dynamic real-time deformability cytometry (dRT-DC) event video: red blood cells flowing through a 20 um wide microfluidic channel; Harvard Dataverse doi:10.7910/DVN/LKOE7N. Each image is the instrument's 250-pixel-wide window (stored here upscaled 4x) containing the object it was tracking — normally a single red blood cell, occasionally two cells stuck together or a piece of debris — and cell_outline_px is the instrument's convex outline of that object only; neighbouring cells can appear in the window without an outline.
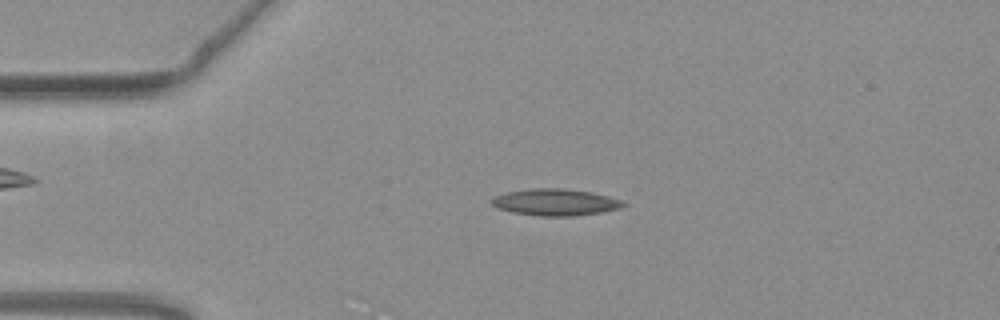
{"species": "common noctule bat (a hibernating species)", "species_latin": "Nyctalus noctula", "temperature_condition": "warm", "stored_images_in_passage": 50, "camera_frame_rate_fps": 3000, "um_per_image_px": 0.085, "animal": {"sex": "female", "body_mass_g": 19.3, "forearm_length_mm": 54.1}, "frame": {"image": 1, "passage_image": 11, "time_ms": 3.333, "image_size_px": [1000, 320], "cell_outline_px": [[628, 204], [620, 208], [600, 212], [572, 216], [540, 216], [512, 212], [496, 208], [488, 200], [492, 196], [508, 192], [532, 188], [560, 188], [592, 192], [620, 200]], "centroid_in_image_um": [47.14, 17.19], "position_along_channel_um": 37.9, "area_um2": 20.46}}
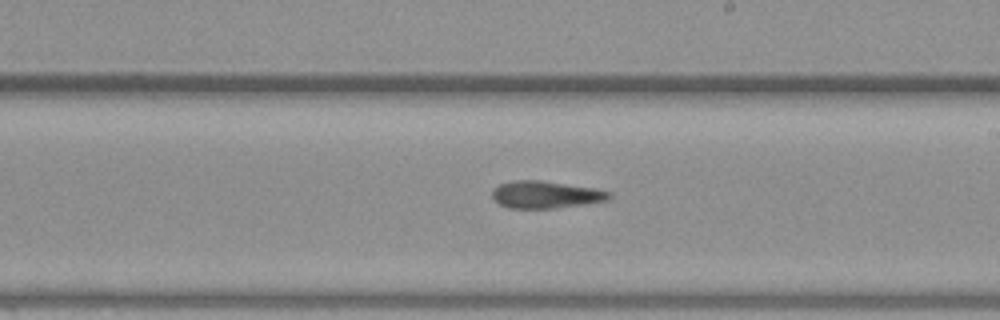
{"frame": {"image": 2, "passage_image": 30, "time_ms": 9.667, "image_size_px": [1000, 320], "cell_outline_px": [[612, 196], [608, 200], [556, 208], [508, 208], [500, 204], [492, 196], [492, 188], [500, 184], [512, 180], [540, 180], [592, 188], [612, 192]], "centroid_in_image_um": [46.36, 16.54], "position_along_channel_um": 242.6, "area_um2": 18.44}}
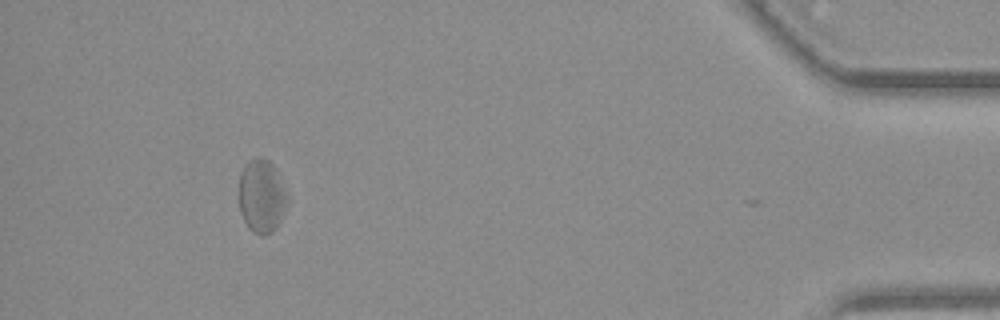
{"frame": {"image": 3, "passage_image": 49, "time_ms": 16.0, "image_size_px": [1000, 320], "cell_outline_px": [[288, 200], [280, 220], [276, 228], [272, 232], [264, 236], [260, 236], [252, 232], [248, 228], [240, 212], [240, 172], [244, 164], [248, 160], [256, 156], [260, 156], [268, 160], [276, 168], [280, 176], [288, 196]], "centroid_in_image_um": [22.24, 16.65], "position_along_channel_um": 413.0, "area_um2": 20.98}, "authors_computed_cell_mechanics": {"area_um2": 19.2474, "velocity_mm_per_s": 3.7426, "shape_relaxation_time_tau1_ms": null, "shape_relaxation_time_tau2_ms": 7.722, "deformation_change_tau1": null, "deformation_change_tau2": 0.2005}}